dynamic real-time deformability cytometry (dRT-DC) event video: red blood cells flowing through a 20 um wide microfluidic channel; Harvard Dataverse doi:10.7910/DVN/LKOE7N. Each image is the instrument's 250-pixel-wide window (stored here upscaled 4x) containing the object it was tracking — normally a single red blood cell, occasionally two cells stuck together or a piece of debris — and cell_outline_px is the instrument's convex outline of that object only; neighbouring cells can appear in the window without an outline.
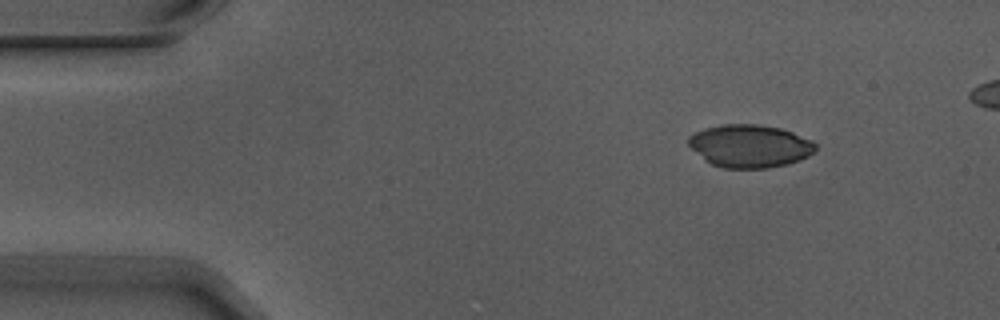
{"species": "Egyptian fruit bat (a non-hibernating species)", "species_latin": "Rousettus aegyptiacus", "temperature_condition": "warm", "stored_images_in_passage": 4, "segment_of_instrument_passage": [2, 2], "camera_frame_rate_fps": 3000, "um_per_image_px": 0.085, "animal": {"sex": "male"}, "frame": {"image": 1, "passage_image": 4, "time_ms": 1.0, "image_size_px": [1000, 320], "cell_outline_px": [[816, 148], [808, 156], [800, 160], [788, 164], [768, 168], [724, 168], [712, 164], [704, 160], [688, 144], [688, 136], [704, 128], [724, 124], [756, 124], [780, 128], [792, 132], [812, 140], [816, 144]], "centroid_in_image_um": [63.73, 12.41], "position_along_channel_um": 21.3, "area_um2": 31.67}}